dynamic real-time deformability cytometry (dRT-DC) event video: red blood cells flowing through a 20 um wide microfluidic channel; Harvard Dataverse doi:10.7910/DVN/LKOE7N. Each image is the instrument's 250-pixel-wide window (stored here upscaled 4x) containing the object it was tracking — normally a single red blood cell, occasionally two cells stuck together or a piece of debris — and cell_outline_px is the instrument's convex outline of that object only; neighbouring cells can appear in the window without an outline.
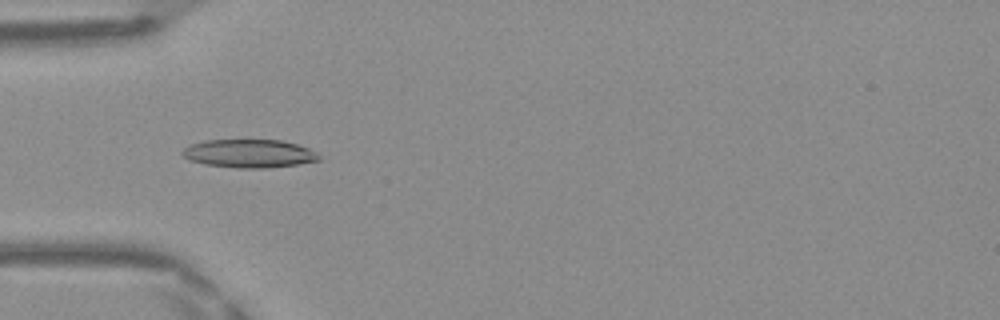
{"species": "Egyptian fruit bat (a non-hibernating species)", "species_latin": "Rousettus aegyptiacus", "temperature_condition": "warm", "stored_images_in_passage": 43, "camera_frame_rate_fps": 3000, "um_per_image_px": 0.085, "frame": {"image": 1, "passage_image": 10, "time_ms": 3.0, "image_size_px": [1000, 320], "cell_outline_px": [[320, 160], [296, 164], [264, 168], [240, 168], [204, 164], [188, 160], [180, 152], [184, 148], [192, 144], [204, 140], [280, 140], [296, 144], [308, 148], [316, 152], [320, 156]], "centroid_in_image_um": [21.15, 13.05], "position_along_channel_um": 63.8, "area_um2": 22.37}}
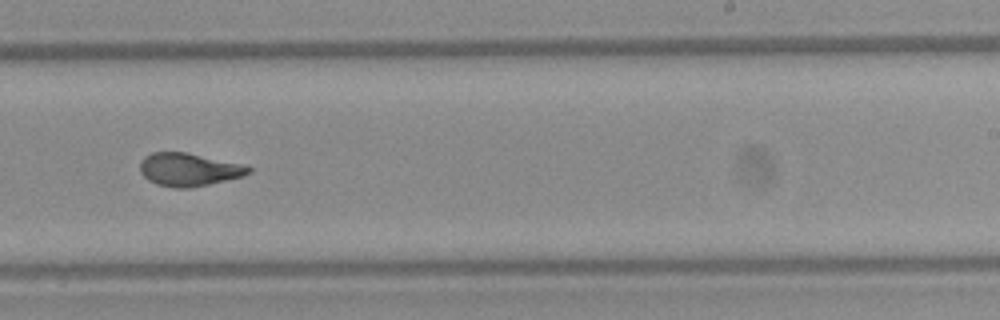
{"frame": {"image": 2, "passage_image": 25, "time_ms": 8.0, "image_size_px": [1000, 320], "cell_outline_px": [[252, 172], [244, 176], [208, 184], [188, 188], [176, 188], [156, 184], [148, 180], [140, 172], [140, 160], [144, 156], [152, 152], [188, 152], [244, 164], [252, 168]], "centroid_in_image_um": [16.06, 14.4], "position_along_channel_um": 272.9, "area_um2": 21.1}}
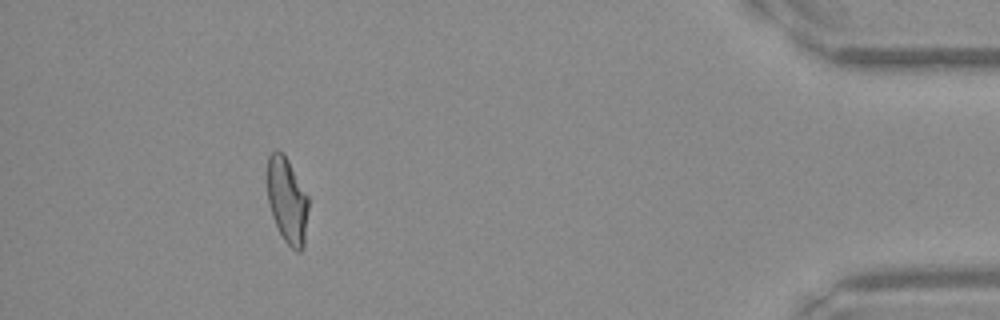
{"frame": {"image": 3, "passage_image": 39, "time_ms": 12.667, "image_size_px": [1000, 320], "cell_outline_px": [[308, 208], [304, 248], [300, 252], [296, 252], [284, 240], [272, 216], [268, 200], [268, 156], [276, 148], [284, 152], [308, 196]], "centroid_in_image_um": [24.42, 17.03], "position_along_channel_um": 410.8, "area_um2": 20.58}, "authors_computed_cell_mechanics": {"area_um2": 21.2704, "velocity_mm_per_s": 4.1924, "shape_relaxation_time_tau1_ms": 4.9854, "shape_relaxation_time_tau2_ms": 1.0805, "deformation_change_tau1": 0.211, "deformation_change_tau2": 0.0886}}